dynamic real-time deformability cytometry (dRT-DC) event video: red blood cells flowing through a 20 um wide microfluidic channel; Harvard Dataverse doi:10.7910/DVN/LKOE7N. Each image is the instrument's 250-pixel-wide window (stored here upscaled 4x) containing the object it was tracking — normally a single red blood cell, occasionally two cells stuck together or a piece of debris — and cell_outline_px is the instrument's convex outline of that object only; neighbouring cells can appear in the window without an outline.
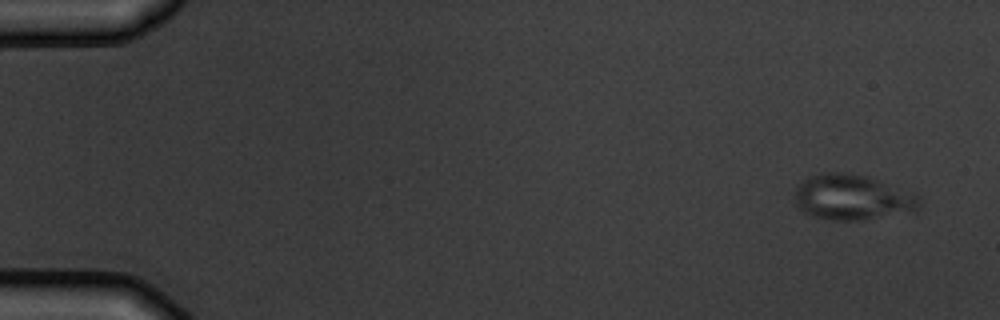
{"species": "common noctule bat (a hibernating species)", "species_latin": "Nyctalus noctula", "temperature_condition": "warm", "stored_images_in_passage": 5, "camera_frame_rate_fps": 3000, "um_per_image_px": 0.085, "animal": {"sex": "male", "body_mass_g": 19.5, "forearm_length_mm": 54.6}, "frame": {"image": 1, "passage_image": 1, "time_ms": 0.0, "image_size_px": [1000, 320], "cell_outline_px": [[920, 208], [864, 220], [824, 220], [812, 216], [804, 212], [796, 204], [796, 188], [808, 176], [824, 172], [840, 172], [868, 176], [912, 192], [920, 196]], "centroid_in_image_um": [72.42, 16.76], "position_along_channel_um": 12.6, "area_um2": 32.77}}